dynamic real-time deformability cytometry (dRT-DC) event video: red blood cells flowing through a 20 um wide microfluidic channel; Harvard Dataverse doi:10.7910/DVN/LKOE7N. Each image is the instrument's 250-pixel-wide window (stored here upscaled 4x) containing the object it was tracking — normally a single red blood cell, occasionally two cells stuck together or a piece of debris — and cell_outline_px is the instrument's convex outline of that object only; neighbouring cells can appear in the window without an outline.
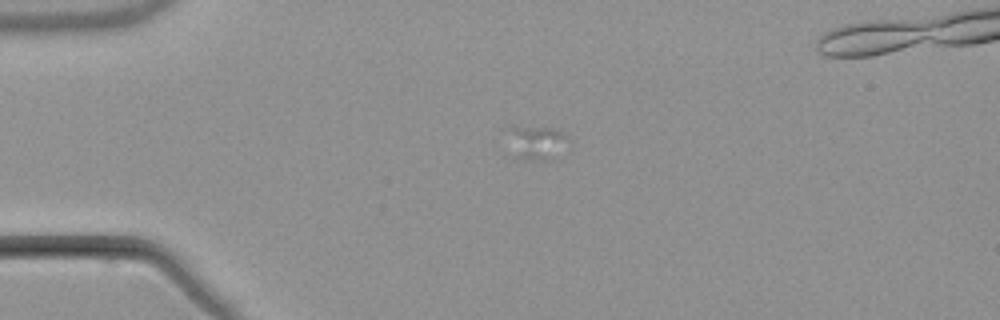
{"species": "common noctule bat (a hibernating species)", "species_latin": "Nyctalus noctula", "temperature_condition": "warm", "stored_images_in_passage": 4, "camera_frame_rate_fps": 3000, "um_per_image_px": 0.085, "animal": {"sex": "male", "body_mass_g": 21.5, "forearm_length_mm": 52.0}, "frame": {"image": 1, "passage_image": 2, "time_ms": 1.0, "image_size_px": [1000, 320], "cell_outline_px": [[572, 140], [548, 160], [524, 160], [512, 156], [516, 128], [552, 128], [560, 132]], "centroid_in_image_um": [45.74, 12.19], "position_along_channel_um": 39.3, "area_um2": 10.75}}